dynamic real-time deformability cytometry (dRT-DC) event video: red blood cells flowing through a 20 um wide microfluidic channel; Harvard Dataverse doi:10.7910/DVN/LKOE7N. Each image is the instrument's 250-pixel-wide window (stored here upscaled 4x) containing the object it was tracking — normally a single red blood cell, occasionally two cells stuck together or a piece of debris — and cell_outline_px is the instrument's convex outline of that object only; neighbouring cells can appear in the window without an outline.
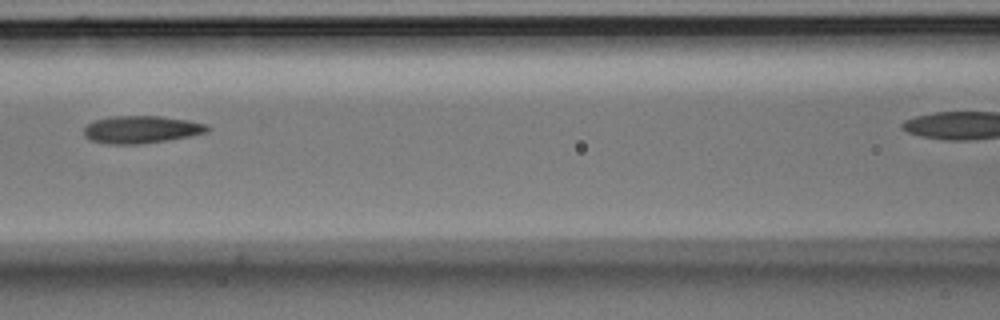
{"species": "Egyptian fruit bat (a non-hibernating species)", "species_latin": "Rousettus aegyptiacus", "temperature_condition": "room temperature", "stored_images_in_passage": 6, "segment_of_instrument_passage": [1, 2], "camera_frame_rate_fps": 3000, "um_per_image_px": 0.085, "animal": {"sex": "male"}, "frame": {"image": 1, "passage_image": 5, "time_ms": 1.333, "image_size_px": [1000, 320], "cell_outline_px": [[212, 128], [208, 132], [192, 136], [168, 140], [140, 144], [108, 144], [88, 140], [84, 136], [84, 128], [88, 124], [96, 120], [112, 116], [160, 116], [188, 120], [208, 124]], "centroid_in_image_um": [12.05, 11.01], "position_along_channel_um": 154.6, "area_um2": 20.0}}